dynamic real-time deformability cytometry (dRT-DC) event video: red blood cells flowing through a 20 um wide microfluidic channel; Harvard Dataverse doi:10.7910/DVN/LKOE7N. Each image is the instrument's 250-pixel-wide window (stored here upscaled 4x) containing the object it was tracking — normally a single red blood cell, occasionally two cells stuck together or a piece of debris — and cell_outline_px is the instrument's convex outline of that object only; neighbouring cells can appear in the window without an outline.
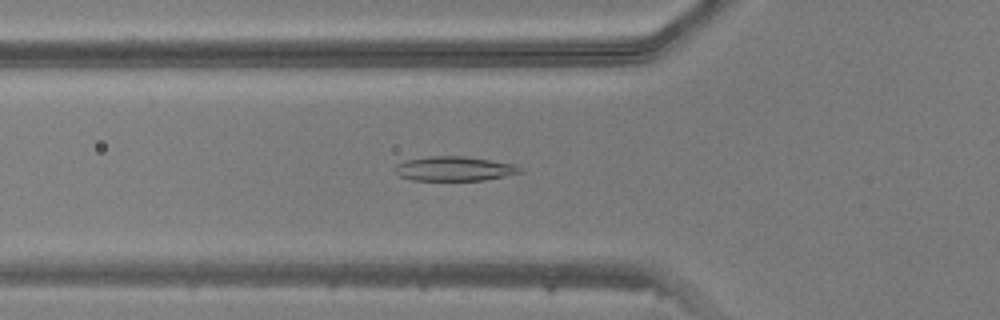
{"species": "common noctule bat (a hibernating species)", "species_latin": "Nyctalus noctula", "temperature_condition": "warm", "stored_images_in_passage": 35, "camera_frame_rate_fps": 3000, "um_per_image_px": 0.085, "animal": {"sex": "male", "body_mass_g": 20.5, "forearm_length_mm": 52.5}, "frame": {"image": 1, "passage_image": 9, "time_ms": 2.667, "image_size_px": [1000, 320], "cell_outline_px": [[524, 172], [484, 180], [412, 180], [400, 176], [392, 172], [392, 168], [396, 164], [404, 160], [428, 156], [464, 156], [512, 164], [524, 168]], "centroid_in_image_um": [38.55, 14.34], "position_along_channel_um": 87.2, "area_um2": 17.98}}
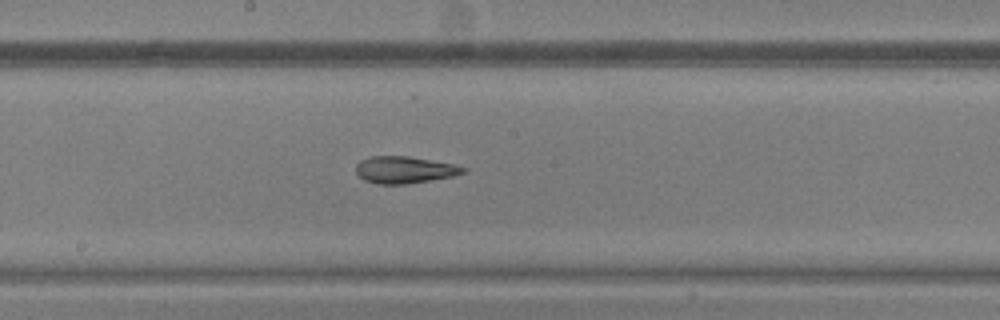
{"frame": {"image": 2, "passage_image": 18, "time_ms": 5.667, "image_size_px": [1000, 320], "cell_outline_px": [[468, 172], [452, 176], [404, 184], [380, 184], [364, 180], [356, 172], [356, 164], [360, 160], [372, 156], [408, 156], [452, 164], [468, 168]], "centroid_in_image_um": [34.38, 14.43], "position_along_channel_um": 213.8, "area_um2": 16.65}}
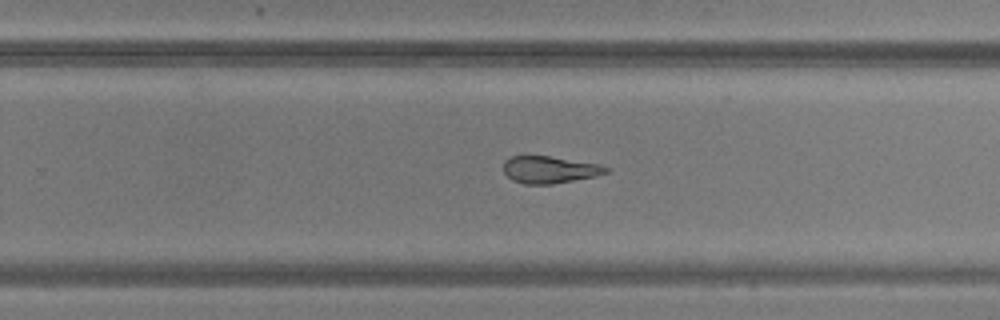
{"frame": {"image": 3, "passage_image": 23, "time_ms": 7.333, "image_size_px": [1000, 320], "cell_outline_px": [[608, 172], [596, 176], [552, 184], [524, 184], [512, 180], [504, 172], [504, 160], [512, 156], [548, 156], [600, 164], [608, 168]], "centroid_in_image_um": [46.7, 14.42], "position_along_channel_um": 283.1, "area_um2": 16.07}}